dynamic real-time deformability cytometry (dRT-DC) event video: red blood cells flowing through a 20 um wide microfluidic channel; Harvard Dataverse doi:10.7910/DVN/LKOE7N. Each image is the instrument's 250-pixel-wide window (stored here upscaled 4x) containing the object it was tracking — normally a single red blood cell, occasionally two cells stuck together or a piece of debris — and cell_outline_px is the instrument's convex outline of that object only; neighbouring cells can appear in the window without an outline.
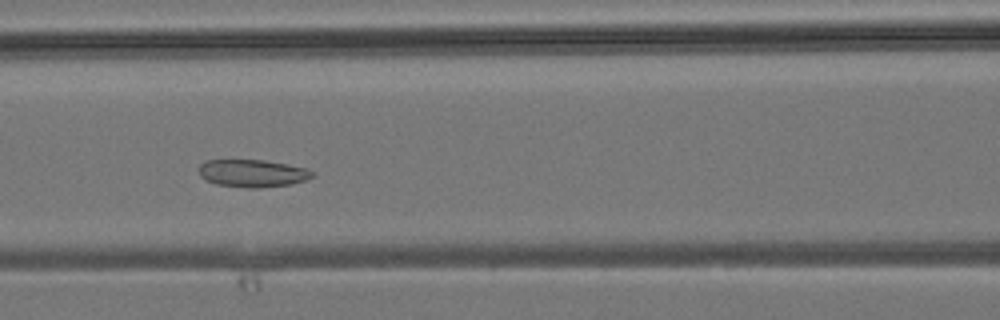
{"species": "common noctule bat (a hibernating species)", "species_latin": "Nyctalus noctula", "temperature_condition": "room temperature", "stored_images_in_passage": 44, "camera_frame_rate_fps": 3000, "um_per_image_px": 0.085, "animal": {"sex": "male", "body_mass_g": 19.2, "forearm_length_mm": 51.8}, "frame": {"image": 1, "passage_image": 17, "time_ms": 5.333, "image_size_px": [1000, 320], "cell_outline_px": [[312, 176], [304, 180], [292, 184], [260, 188], [248, 188], [216, 184], [200, 176], [200, 164], [204, 160], [264, 160], [288, 164], [308, 168], [312, 172]], "centroid_in_image_um": [21.46, 14.72], "position_along_channel_um": 145.1, "area_um2": 18.15}}
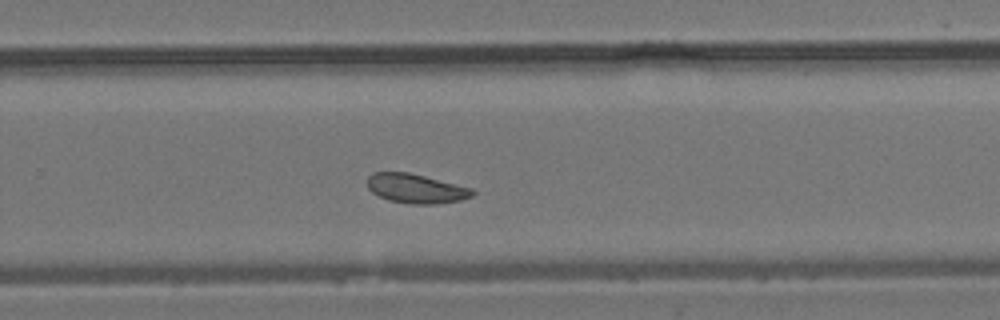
{"frame": {"image": 2, "passage_image": 27, "time_ms": 8.667, "image_size_px": [1000, 320], "cell_outline_px": [[476, 192], [472, 196], [460, 200], [432, 204], [412, 204], [388, 200], [372, 192], [368, 188], [368, 176], [372, 172], [408, 172], [472, 188]], "centroid_in_image_um": [35.35, 16.02], "position_along_channel_um": 294.5, "area_um2": 17.8}}
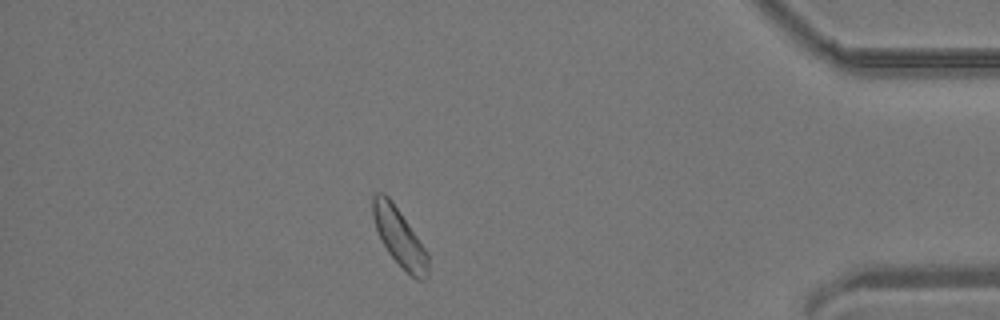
{"frame": {"image": 3, "passage_image": 37, "time_ms": 12.0, "image_size_px": [1000, 320], "cell_outline_px": [[428, 276], [424, 280], [416, 280], [388, 252], [376, 228], [372, 216], [372, 196], [376, 192], [384, 192], [388, 196], [428, 252]], "centroid_in_image_um": [33.95, 20.15], "position_along_channel_um": 401.3, "area_um2": 18.21}}